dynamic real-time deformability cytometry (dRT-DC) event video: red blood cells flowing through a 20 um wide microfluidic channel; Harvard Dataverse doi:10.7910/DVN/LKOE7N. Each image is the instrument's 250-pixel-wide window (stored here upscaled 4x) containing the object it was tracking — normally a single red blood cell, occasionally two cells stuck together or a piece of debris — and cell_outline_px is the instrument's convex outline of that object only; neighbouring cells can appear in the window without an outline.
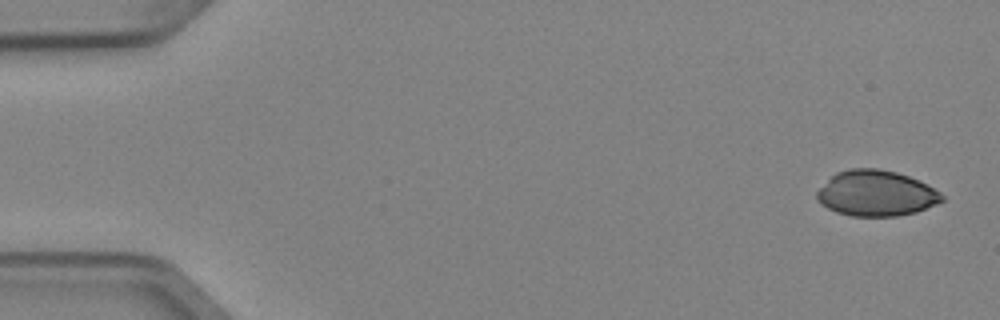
{"species": "Egyptian fruit bat (a non-hibernating species)", "species_latin": "Rousettus aegyptiacus", "temperature_condition": "cold", "stored_images_in_passage": 4, "camera_frame_rate_fps": 3000, "um_per_image_px": 0.085, "animal": {"sex": "female"}, "frame": {"image": 1, "passage_image": 1, "time_ms": 0.0, "image_size_px": [1000, 320], "cell_outline_px": [[944, 200], [936, 204], [916, 212], [896, 216], [852, 216], [836, 212], [820, 204], [816, 196], [816, 192], [836, 172], [848, 168], [880, 168], [896, 172], [908, 176], [940, 192], [944, 196]], "centroid_in_image_um": [74.45, 16.43], "position_along_channel_um": 10.6, "area_um2": 33.12}}